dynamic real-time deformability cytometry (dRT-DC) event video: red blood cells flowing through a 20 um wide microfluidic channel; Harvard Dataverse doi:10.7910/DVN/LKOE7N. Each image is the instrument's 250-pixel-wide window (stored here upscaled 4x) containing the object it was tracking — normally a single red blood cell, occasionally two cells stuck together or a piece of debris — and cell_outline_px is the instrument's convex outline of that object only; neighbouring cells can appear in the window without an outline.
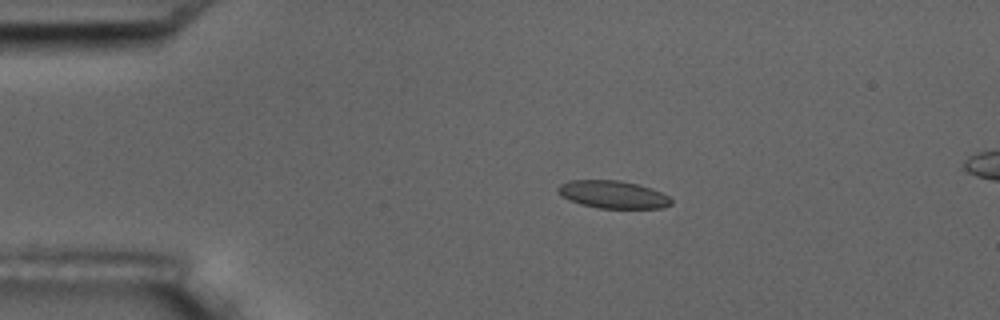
{"species": "common noctule bat (a hibernating species)", "species_latin": "Nyctalus noctula", "temperature_condition": "room temperature", "stored_images_in_passage": 5, "camera_frame_rate_fps": 3000, "um_per_image_px": 0.085, "animal": {"sex": "male", "body_mass_g": 17.5, "forearm_length_mm": 52.3}, "frame": {"image": 1, "passage_image": 3, "time_ms": 3.0, "image_size_px": [1000, 320], "cell_outline_px": [[672, 204], [664, 208], [600, 208], [580, 204], [568, 200], [560, 196], [556, 192], [556, 188], [560, 184], [568, 180], [620, 180], [636, 184], [660, 192], [668, 196], [672, 200]], "centroid_in_image_um": [52.03, 16.53], "position_along_channel_um": 33.0, "area_um2": 18.32}}